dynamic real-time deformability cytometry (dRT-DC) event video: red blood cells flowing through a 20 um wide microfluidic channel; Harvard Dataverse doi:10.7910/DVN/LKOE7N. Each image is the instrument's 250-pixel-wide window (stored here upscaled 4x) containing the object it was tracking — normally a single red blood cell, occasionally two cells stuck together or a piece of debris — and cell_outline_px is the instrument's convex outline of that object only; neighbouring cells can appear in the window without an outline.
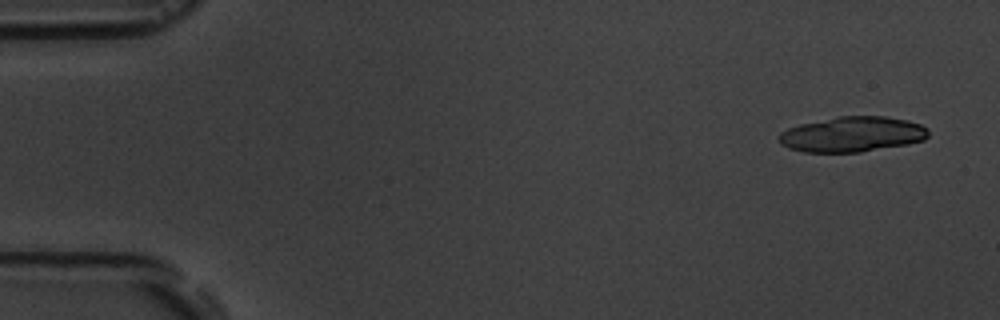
{"species": "common noctule bat (a hibernating species)", "species_latin": "Nyctalus noctula", "temperature_condition": "room temperature", "stored_images_in_passage": 4, "camera_frame_rate_fps": 3000, "um_per_image_px": 0.085, "animal": {"sex": "male", "body_mass_g": 19.5, "forearm_length_mm": 54.6}, "frame": {"image": 1, "passage_image": 1, "time_ms": 0.0, "image_size_px": [1000, 320], "cell_outline_px": [[928, 136], [924, 140], [908, 144], [860, 152], [804, 152], [788, 148], [780, 144], [780, 132], [788, 128], [800, 124], [840, 116], [884, 116], [908, 120], [920, 124], [928, 128]], "centroid_in_image_um": [72.46, 11.42], "position_along_channel_um": 12.5, "area_um2": 30.69}}